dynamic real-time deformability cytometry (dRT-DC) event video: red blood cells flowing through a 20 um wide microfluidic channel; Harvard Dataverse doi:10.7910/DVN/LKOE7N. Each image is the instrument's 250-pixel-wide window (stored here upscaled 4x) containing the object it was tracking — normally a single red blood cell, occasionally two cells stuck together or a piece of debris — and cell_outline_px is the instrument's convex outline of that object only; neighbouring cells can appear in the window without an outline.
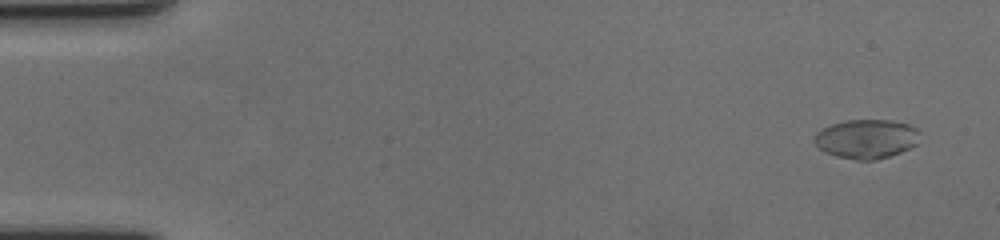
{"species": "human", "species_latin": "Homo sapiens", "temperature_condition": "cold", "stored_images_in_passage": 60, "camera_frame_rate_fps": 3000, "um_per_image_px": 0.085, "donor": {"sex": "female"}, "frame": {"image": 1, "passage_image": 4, "time_ms": 1.0, "image_size_px": [1000, 240], "cell_outline_px": [[920, 132], [916, 144], [900, 152], [876, 160], [856, 160], [836, 156], [824, 152], [812, 140], [816, 132], [832, 124], [844, 120], [888, 120], [908, 124], [916, 128]], "centroid_in_image_um": [73.62, 11.8], "position_along_channel_um": 11.4, "area_um2": 23.99}}
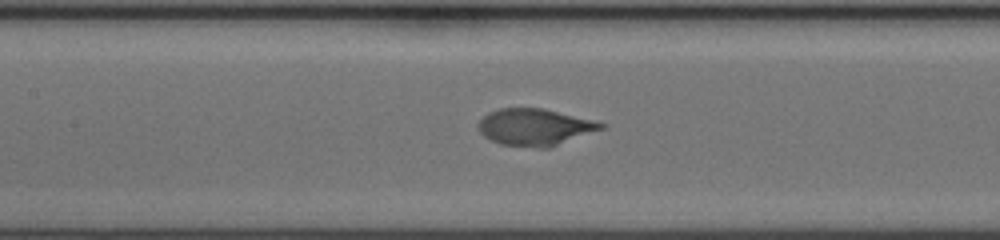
{"frame": {"image": 2, "passage_image": 29, "time_ms": 9.333, "image_size_px": [1000, 240], "cell_outline_px": [[608, 124], [604, 128], [548, 148], [540, 148], [500, 144], [484, 136], [480, 132], [476, 124], [488, 112], [500, 108], [544, 108]], "centroid_in_image_um": [45.44, 10.8], "position_along_channel_um": 162.0, "area_um2": 26.24}}
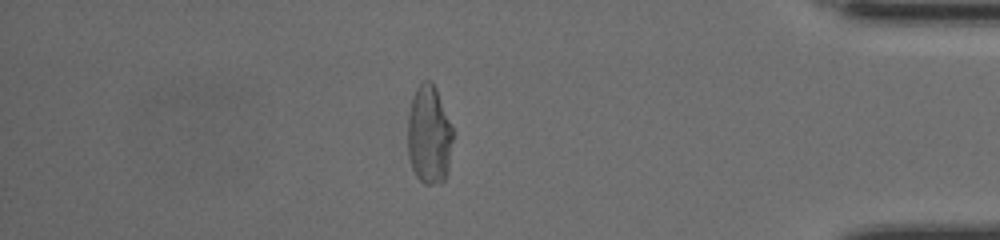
{"frame": {"image": 3, "passage_image": 52, "time_ms": 17.0, "image_size_px": [1000, 240], "cell_outline_px": [[452, 140], [448, 172], [444, 180], [440, 184], [424, 184], [416, 176], [412, 168], [408, 156], [408, 116], [412, 96], [420, 80], [432, 80], [436, 88], [452, 128]], "centroid_in_image_um": [36.45, 11.46], "position_along_channel_um": 398.7, "area_um2": 26.18}, "authors_computed_cell_mechanics": {"area_um2": 26.3857, "velocity_mm_per_s": 3.5532, "shape_relaxation_time_tau1_ms": 3.7533, "shape_relaxation_time_tau2_ms": null, "deformation_change_tau1": 0.2056, "deformation_change_tau2": null}}